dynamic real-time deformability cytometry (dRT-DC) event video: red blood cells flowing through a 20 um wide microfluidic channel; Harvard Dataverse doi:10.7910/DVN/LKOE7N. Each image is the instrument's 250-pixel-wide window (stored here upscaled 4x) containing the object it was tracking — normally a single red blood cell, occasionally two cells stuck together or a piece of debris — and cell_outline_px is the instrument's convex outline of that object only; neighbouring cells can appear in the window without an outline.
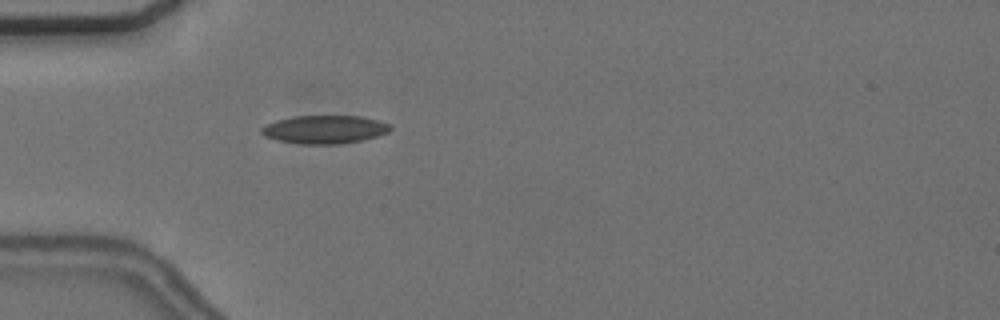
{"species": "common noctule bat (a hibernating species)", "species_latin": "Nyctalus noctula", "temperature_condition": "cold", "stored_images_in_passage": 56, "camera_frame_rate_fps": 3000, "um_per_image_px": 0.085, "animal": {"sex": "female", "body_mass_g": 24.6, "forearm_length_mm": 56.2}, "frame": {"image": 1, "passage_image": 17, "time_ms": 5.333, "image_size_px": [1000, 320], "cell_outline_px": [[392, 128], [388, 132], [376, 136], [360, 140], [340, 144], [300, 144], [276, 140], [264, 136], [260, 132], [260, 128], [276, 120], [292, 116], [360, 116], [392, 124]], "centroid_in_image_um": [27.57, 11.0], "position_along_channel_um": 57.4, "area_um2": 21.21}}
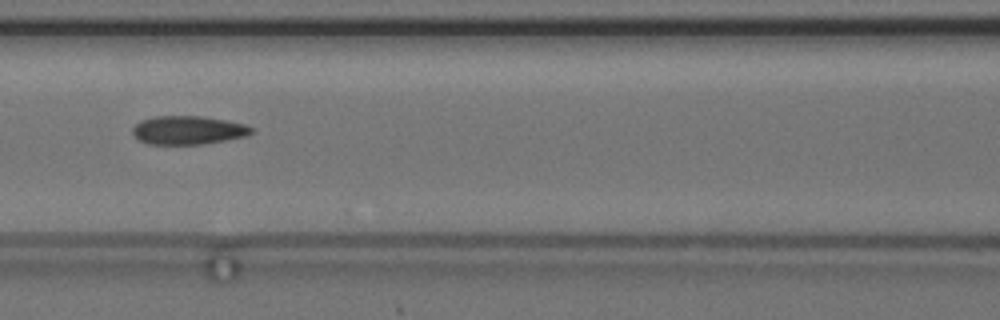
{"frame": {"image": 2, "passage_image": 25, "time_ms": 8.0, "image_size_px": [1000, 320], "cell_outline_px": [[252, 132], [248, 136], [204, 144], [148, 144], [140, 140], [132, 132], [132, 128], [140, 120], [156, 116], [200, 116], [224, 120], [244, 124], [252, 128]], "centroid_in_image_um": [15.98, 11.07], "position_along_channel_um": 150.6, "area_um2": 19.65}}
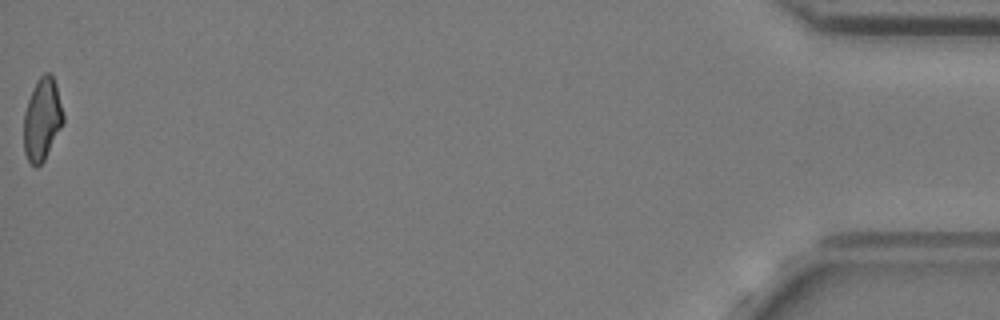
{"frame": {"image": 3, "passage_image": 56, "time_ms": 18.333, "image_size_px": [1000, 320], "cell_outline_px": [[64, 124], [44, 160], [36, 168], [28, 160], [24, 152], [24, 112], [28, 100], [36, 80], [44, 72], [52, 72], [56, 84], [64, 116]], "centroid_in_image_um": [3.59, 10.12], "position_along_channel_um": 431.6, "area_um2": 19.13}, "authors_computed_cell_mechanics": {"area_um2": 19.7387, "velocity_mm_per_s": 3.6793, "shape_relaxation_time_tau1_ms": null, "shape_relaxation_time_tau2_ms": 2.8204, "deformation_change_tau1": null, "deformation_change_tau2": 0.0972}}